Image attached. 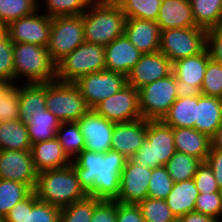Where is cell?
<instances>
[{
	"label": "cell",
	"mask_w": 222,
	"mask_h": 222,
	"mask_svg": "<svg viewBox=\"0 0 222 222\" xmlns=\"http://www.w3.org/2000/svg\"><path fill=\"white\" fill-rule=\"evenodd\" d=\"M172 73L171 61L161 52L143 54L126 76L127 85L140 89Z\"/></svg>",
	"instance_id": "18"
},
{
	"label": "cell",
	"mask_w": 222,
	"mask_h": 222,
	"mask_svg": "<svg viewBox=\"0 0 222 222\" xmlns=\"http://www.w3.org/2000/svg\"><path fill=\"white\" fill-rule=\"evenodd\" d=\"M206 162L211 167L217 184L222 188V150L210 149Z\"/></svg>",
	"instance_id": "51"
},
{
	"label": "cell",
	"mask_w": 222,
	"mask_h": 222,
	"mask_svg": "<svg viewBox=\"0 0 222 222\" xmlns=\"http://www.w3.org/2000/svg\"><path fill=\"white\" fill-rule=\"evenodd\" d=\"M206 47L210 57L222 65V26L207 30Z\"/></svg>",
	"instance_id": "48"
},
{
	"label": "cell",
	"mask_w": 222,
	"mask_h": 222,
	"mask_svg": "<svg viewBox=\"0 0 222 222\" xmlns=\"http://www.w3.org/2000/svg\"><path fill=\"white\" fill-rule=\"evenodd\" d=\"M222 124V98L200 95L198 96L195 127L197 131L210 138Z\"/></svg>",
	"instance_id": "25"
},
{
	"label": "cell",
	"mask_w": 222,
	"mask_h": 222,
	"mask_svg": "<svg viewBox=\"0 0 222 222\" xmlns=\"http://www.w3.org/2000/svg\"><path fill=\"white\" fill-rule=\"evenodd\" d=\"M163 0H116L126 18L156 21Z\"/></svg>",
	"instance_id": "36"
},
{
	"label": "cell",
	"mask_w": 222,
	"mask_h": 222,
	"mask_svg": "<svg viewBox=\"0 0 222 222\" xmlns=\"http://www.w3.org/2000/svg\"><path fill=\"white\" fill-rule=\"evenodd\" d=\"M37 176L31 150H0V179L19 181L34 190Z\"/></svg>",
	"instance_id": "16"
},
{
	"label": "cell",
	"mask_w": 222,
	"mask_h": 222,
	"mask_svg": "<svg viewBox=\"0 0 222 222\" xmlns=\"http://www.w3.org/2000/svg\"><path fill=\"white\" fill-rule=\"evenodd\" d=\"M197 27L209 30L219 26L222 0H189Z\"/></svg>",
	"instance_id": "31"
},
{
	"label": "cell",
	"mask_w": 222,
	"mask_h": 222,
	"mask_svg": "<svg viewBox=\"0 0 222 222\" xmlns=\"http://www.w3.org/2000/svg\"><path fill=\"white\" fill-rule=\"evenodd\" d=\"M0 222H5L4 218H0Z\"/></svg>",
	"instance_id": "59"
},
{
	"label": "cell",
	"mask_w": 222,
	"mask_h": 222,
	"mask_svg": "<svg viewBox=\"0 0 222 222\" xmlns=\"http://www.w3.org/2000/svg\"><path fill=\"white\" fill-rule=\"evenodd\" d=\"M200 90L202 95L222 98V65L212 58L208 61Z\"/></svg>",
	"instance_id": "41"
},
{
	"label": "cell",
	"mask_w": 222,
	"mask_h": 222,
	"mask_svg": "<svg viewBox=\"0 0 222 222\" xmlns=\"http://www.w3.org/2000/svg\"><path fill=\"white\" fill-rule=\"evenodd\" d=\"M145 222H170L175 218L166 200L147 197L137 203Z\"/></svg>",
	"instance_id": "39"
},
{
	"label": "cell",
	"mask_w": 222,
	"mask_h": 222,
	"mask_svg": "<svg viewBox=\"0 0 222 222\" xmlns=\"http://www.w3.org/2000/svg\"><path fill=\"white\" fill-rule=\"evenodd\" d=\"M14 84L48 83L56 80V64L46 47L13 43ZM21 77L24 79L20 80ZM26 79V80H25Z\"/></svg>",
	"instance_id": "4"
},
{
	"label": "cell",
	"mask_w": 222,
	"mask_h": 222,
	"mask_svg": "<svg viewBox=\"0 0 222 222\" xmlns=\"http://www.w3.org/2000/svg\"><path fill=\"white\" fill-rule=\"evenodd\" d=\"M197 104L198 96L178 97L161 121L172 128H194Z\"/></svg>",
	"instance_id": "28"
},
{
	"label": "cell",
	"mask_w": 222,
	"mask_h": 222,
	"mask_svg": "<svg viewBox=\"0 0 222 222\" xmlns=\"http://www.w3.org/2000/svg\"><path fill=\"white\" fill-rule=\"evenodd\" d=\"M180 218L182 222H219L213 217L206 216L204 214H201L195 211L189 212Z\"/></svg>",
	"instance_id": "52"
},
{
	"label": "cell",
	"mask_w": 222,
	"mask_h": 222,
	"mask_svg": "<svg viewBox=\"0 0 222 222\" xmlns=\"http://www.w3.org/2000/svg\"><path fill=\"white\" fill-rule=\"evenodd\" d=\"M100 201L92 196L61 208L59 222H90L95 205Z\"/></svg>",
	"instance_id": "38"
},
{
	"label": "cell",
	"mask_w": 222,
	"mask_h": 222,
	"mask_svg": "<svg viewBox=\"0 0 222 222\" xmlns=\"http://www.w3.org/2000/svg\"><path fill=\"white\" fill-rule=\"evenodd\" d=\"M82 20L86 42L107 46L124 34L126 16L116 2L93 1Z\"/></svg>",
	"instance_id": "2"
},
{
	"label": "cell",
	"mask_w": 222,
	"mask_h": 222,
	"mask_svg": "<svg viewBox=\"0 0 222 222\" xmlns=\"http://www.w3.org/2000/svg\"><path fill=\"white\" fill-rule=\"evenodd\" d=\"M32 159L36 171L60 169L71 165L57 137L31 145Z\"/></svg>",
	"instance_id": "22"
},
{
	"label": "cell",
	"mask_w": 222,
	"mask_h": 222,
	"mask_svg": "<svg viewBox=\"0 0 222 222\" xmlns=\"http://www.w3.org/2000/svg\"><path fill=\"white\" fill-rule=\"evenodd\" d=\"M117 202L115 200H100L94 209L90 222H116Z\"/></svg>",
	"instance_id": "47"
},
{
	"label": "cell",
	"mask_w": 222,
	"mask_h": 222,
	"mask_svg": "<svg viewBox=\"0 0 222 222\" xmlns=\"http://www.w3.org/2000/svg\"><path fill=\"white\" fill-rule=\"evenodd\" d=\"M202 161L194 156L175 152L164 165L174 183L192 179Z\"/></svg>",
	"instance_id": "33"
},
{
	"label": "cell",
	"mask_w": 222,
	"mask_h": 222,
	"mask_svg": "<svg viewBox=\"0 0 222 222\" xmlns=\"http://www.w3.org/2000/svg\"><path fill=\"white\" fill-rule=\"evenodd\" d=\"M33 190L19 181L0 179V218L19 202L26 199Z\"/></svg>",
	"instance_id": "32"
},
{
	"label": "cell",
	"mask_w": 222,
	"mask_h": 222,
	"mask_svg": "<svg viewBox=\"0 0 222 222\" xmlns=\"http://www.w3.org/2000/svg\"><path fill=\"white\" fill-rule=\"evenodd\" d=\"M25 124L32 145L55 138L61 122L47 109L45 112L32 114Z\"/></svg>",
	"instance_id": "30"
},
{
	"label": "cell",
	"mask_w": 222,
	"mask_h": 222,
	"mask_svg": "<svg viewBox=\"0 0 222 222\" xmlns=\"http://www.w3.org/2000/svg\"><path fill=\"white\" fill-rule=\"evenodd\" d=\"M0 150H31L26 124L20 119L0 123Z\"/></svg>",
	"instance_id": "29"
},
{
	"label": "cell",
	"mask_w": 222,
	"mask_h": 222,
	"mask_svg": "<svg viewBox=\"0 0 222 222\" xmlns=\"http://www.w3.org/2000/svg\"><path fill=\"white\" fill-rule=\"evenodd\" d=\"M38 10V0H0V24L7 26L10 22L31 15Z\"/></svg>",
	"instance_id": "37"
},
{
	"label": "cell",
	"mask_w": 222,
	"mask_h": 222,
	"mask_svg": "<svg viewBox=\"0 0 222 222\" xmlns=\"http://www.w3.org/2000/svg\"><path fill=\"white\" fill-rule=\"evenodd\" d=\"M198 195V189L192 178L174 183L171 193L166 198V202L173 215L176 218H180L194 211Z\"/></svg>",
	"instance_id": "27"
},
{
	"label": "cell",
	"mask_w": 222,
	"mask_h": 222,
	"mask_svg": "<svg viewBox=\"0 0 222 222\" xmlns=\"http://www.w3.org/2000/svg\"><path fill=\"white\" fill-rule=\"evenodd\" d=\"M77 124L85 139L84 149L96 153H106L111 150L114 124L90 109Z\"/></svg>",
	"instance_id": "17"
},
{
	"label": "cell",
	"mask_w": 222,
	"mask_h": 222,
	"mask_svg": "<svg viewBox=\"0 0 222 222\" xmlns=\"http://www.w3.org/2000/svg\"><path fill=\"white\" fill-rule=\"evenodd\" d=\"M170 222H182V221H181V218H176V217H175V218H174L173 220H171Z\"/></svg>",
	"instance_id": "56"
},
{
	"label": "cell",
	"mask_w": 222,
	"mask_h": 222,
	"mask_svg": "<svg viewBox=\"0 0 222 222\" xmlns=\"http://www.w3.org/2000/svg\"><path fill=\"white\" fill-rule=\"evenodd\" d=\"M199 194L222 193L213 171L206 161L202 162L193 177Z\"/></svg>",
	"instance_id": "45"
},
{
	"label": "cell",
	"mask_w": 222,
	"mask_h": 222,
	"mask_svg": "<svg viewBox=\"0 0 222 222\" xmlns=\"http://www.w3.org/2000/svg\"><path fill=\"white\" fill-rule=\"evenodd\" d=\"M74 84L85 98L88 107L93 109L101 101L114 95L126 86L127 79L121 73L105 69L83 75Z\"/></svg>",
	"instance_id": "12"
},
{
	"label": "cell",
	"mask_w": 222,
	"mask_h": 222,
	"mask_svg": "<svg viewBox=\"0 0 222 222\" xmlns=\"http://www.w3.org/2000/svg\"><path fill=\"white\" fill-rule=\"evenodd\" d=\"M127 158L117 151L96 153L83 150L72 162L81 188L88 196L116 200L120 193V173Z\"/></svg>",
	"instance_id": "1"
},
{
	"label": "cell",
	"mask_w": 222,
	"mask_h": 222,
	"mask_svg": "<svg viewBox=\"0 0 222 222\" xmlns=\"http://www.w3.org/2000/svg\"><path fill=\"white\" fill-rule=\"evenodd\" d=\"M124 34L143 54L159 51L161 29L156 21L126 18Z\"/></svg>",
	"instance_id": "20"
},
{
	"label": "cell",
	"mask_w": 222,
	"mask_h": 222,
	"mask_svg": "<svg viewBox=\"0 0 222 222\" xmlns=\"http://www.w3.org/2000/svg\"><path fill=\"white\" fill-rule=\"evenodd\" d=\"M105 70V46L84 41L56 64V80L74 83L79 77Z\"/></svg>",
	"instance_id": "6"
},
{
	"label": "cell",
	"mask_w": 222,
	"mask_h": 222,
	"mask_svg": "<svg viewBox=\"0 0 222 222\" xmlns=\"http://www.w3.org/2000/svg\"><path fill=\"white\" fill-rule=\"evenodd\" d=\"M61 208L38 200L33 192V208H26L24 222H59Z\"/></svg>",
	"instance_id": "42"
},
{
	"label": "cell",
	"mask_w": 222,
	"mask_h": 222,
	"mask_svg": "<svg viewBox=\"0 0 222 222\" xmlns=\"http://www.w3.org/2000/svg\"><path fill=\"white\" fill-rule=\"evenodd\" d=\"M93 110L115 124L137 120L141 118L138 90L126 85L97 104Z\"/></svg>",
	"instance_id": "14"
},
{
	"label": "cell",
	"mask_w": 222,
	"mask_h": 222,
	"mask_svg": "<svg viewBox=\"0 0 222 222\" xmlns=\"http://www.w3.org/2000/svg\"><path fill=\"white\" fill-rule=\"evenodd\" d=\"M18 84H13L0 98V123L19 119Z\"/></svg>",
	"instance_id": "44"
},
{
	"label": "cell",
	"mask_w": 222,
	"mask_h": 222,
	"mask_svg": "<svg viewBox=\"0 0 222 222\" xmlns=\"http://www.w3.org/2000/svg\"><path fill=\"white\" fill-rule=\"evenodd\" d=\"M92 0H38V9L49 17L82 15ZM44 3V4H43ZM43 8H42V6Z\"/></svg>",
	"instance_id": "35"
},
{
	"label": "cell",
	"mask_w": 222,
	"mask_h": 222,
	"mask_svg": "<svg viewBox=\"0 0 222 222\" xmlns=\"http://www.w3.org/2000/svg\"><path fill=\"white\" fill-rule=\"evenodd\" d=\"M176 77L173 73L138 89L141 117L149 121L162 120L177 99Z\"/></svg>",
	"instance_id": "9"
},
{
	"label": "cell",
	"mask_w": 222,
	"mask_h": 222,
	"mask_svg": "<svg viewBox=\"0 0 222 222\" xmlns=\"http://www.w3.org/2000/svg\"><path fill=\"white\" fill-rule=\"evenodd\" d=\"M7 28L5 25L0 24V47L1 42L7 37Z\"/></svg>",
	"instance_id": "55"
},
{
	"label": "cell",
	"mask_w": 222,
	"mask_h": 222,
	"mask_svg": "<svg viewBox=\"0 0 222 222\" xmlns=\"http://www.w3.org/2000/svg\"><path fill=\"white\" fill-rule=\"evenodd\" d=\"M0 79L14 84L13 43L7 36L0 47Z\"/></svg>",
	"instance_id": "46"
},
{
	"label": "cell",
	"mask_w": 222,
	"mask_h": 222,
	"mask_svg": "<svg viewBox=\"0 0 222 222\" xmlns=\"http://www.w3.org/2000/svg\"><path fill=\"white\" fill-rule=\"evenodd\" d=\"M174 145L177 152L200 159L202 162L211 149V138L194 128H173Z\"/></svg>",
	"instance_id": "24"
},
{
	"label": "cell",
	"mask_w": 222,
	"mask_h": 222,
	"mask_svg": "<svg viewBox=\"0 0 222 222\" xmlns=\"http://www.w3.org/2000/svg\"><path fill=\"white\" fill-rule=\"evenodd\" d=\"M36 10L31 15L10 22L7 35L12 43H30L46 47L49 43L52 18Z\"/></svg>",
	"instance_id": "13"
},
{
	"label": "cell",
	"mask_w": 222,
	"mask_h": 222,
	"mask_svg": "<svg viewBox=\"0 0 222 222\" xmlns=\"http://www.w3.org/2000/svg\"><path fill=\"white\" fill-rule=\"evenodd\" d=\"M142 55L123 34L105 46V69L127 76Z\"/></svg>",
	"instance_id": "21"
},
{
	"label": "cell",
	"mask_w": 222,
	"mask_h": 222,
	"mask_svg": "<svg viewBox=\"0 0 222 222\" xmlns=\"http://www.w3.org/2000/svg\"><path fill=\"white\" fill-rule=\"evenodd\" d=\"M207 47L194 56L182 58L172 63V73L176 77L177 97L201 95L205 71L210 59Z\"/></svg>",
	"instance_id": "11"
},
{
	"label": "cell",
	"mask_w": 222,
	"mask_h": 222,
	"mask_svg": "<svg viewBox=\"0 0 222 222\" xmlns=\"http://www.w3.org/2000/svg\"><path fill=\"white\" fill-rule=\"evenodd\" d=\"M211 149L222 150V124L211 137Z\"/></svg>",
	"instance_id": "53"
},
{
	"label": "cell",
	"mask_w": 222,
	"mask_h": 222,
	"mask_svg": "<svg viewBox=\"0 0 222 222\" xmlns=\"http://www.w3.org/2000/svg\"><path fill=\"white\" fill-rule=\"evenodd\" d=\"M46 107L61 123L77 122L90 108L72 82L46 83Z\"/></svg>",
	"instance_id": "7"
},
{
	"label": "cell",
	"mask_w": 222,
	"mask_h": 222,
	"mask_svg": "<svg viewBox=\"0 0 222 222\" xmlns=\"http://www.w3.org/2000/svg\"><path fill=\"white\" fill-rule=\"evenodd\" d=\"M173 185L174 181L170 178L166 168L164 166L155 167L152 169L149 180L148 197L166 200Z\"/></svg>",
	"instance_id": "40"
},
{
	"label": "cell",
	"mask_w": 222,
	"mask_h": 222,
	"mask_svg": "<svg viewBox=\"0 0 222 222\" xmlns=\"http://www.w3.org/2000/svg\"><path fill=\"white\" fill-rule=\"evenodd\" d=\"M92 1H110V2H115L116 0H92Z\"/></svg>",
	"instance_id": "57"
},
{
	"label": "cell",
	"mask_w": 222,
	"mask_h": 222,
	"mask_svg": "<svg viewBox=\"0 0 222 222\" xmlns=\"http://www.w3.org/2000/svg\"><path fill=\"white\" fill-rule=\"evenodd\" d=\"M176 152L173 128L161 120L148 121L146 139L129 160L147 168L164 166Z\"/></svg>",
	"instance_id": "5"
},
{
	"label": "cell",
	"mask_w": 222,
	"mask_h": 222,
	"mask_svg": "<svg viewBox=\"0 0 222 222\" xmlns=\"http://www.w3.org/2000/svg\"><path fill=\"white\" fill-rule=\"evenodd\" d=\"M116 222H145L137 204L117 202Z\"/></svg>",
	"instance_id": "49"
},
{
	"label": "cell",
	"mask_w": 222,
	"mask_h": 222,
	"mask_svg": "<svg viewBox=\"0 0 222 222\" xmlns=\"http://www.w3.org/2000/svg\"><path fill=\"white\" fill-rule=\"evenodd\" d=\"M219 26H222V11H221V16H220Z\"/></svg>",
	"instance_id": "58"
},
{
	"label": "cell",
	"mask_w": 222,
	"mask_h": 222,
	"mask_svg": "<svg viewBox=\"0 0 222 222\" xmlns=\"http://www.w3.org/2000/svg\"><path fill=\"white\" fill-rule=\"evenodd\" d=\"M56 137L71 161L84 150L85 139L77 122L61 123Z\"/></svg>",
	"instance_id": "34"
},
{
	"label": "cell",
	"mask_w": 222,
	"mask_h": 222,
	"mask_svg": "<svg viewBox=\"0 0 222 222\" xmlns=\"http://www.w3.org/2000/svg\"><path fill=\"white\" fill-rule=\"evenodd\" d=\"M207 30L200 27L161 30L159 52L171 63L201 53L206 48Z\"/></svg>",
	"instance_id": "8"
},
{
	"label": "cell",
	"mask_w": 222,
	"mask_h": 222,
	"mask_svg": "<svg viewBox=\"0 0 222 222\" xmlns=\"http://www.w3.org/2000/svg\"><path fill=\"white\" fill-rule=\"evenodd\" d=\"M26 208H33V192L24 200L17 203L5 216V222H24Z\"/></svg>",
	"instance_id": "50"
},
{
	"label": "cell",
	"mask_w": 222,
	"mask_h": 222,
	"mask_svg": "<svg viewBox=\"0 0 222 222\" xmlns=\"http://www.w3.org/2000/svg\"><path fill=\"white\" fill-rule=\"evenodd\" d=\"M19 94V119L26 123L32 114L45 112L46 83H21L18 84Z\"/></svg>",
	"instance_id": "26"
},
{
	"label": "cell",
	"mask_w": 222,
	"mask_h": 222,
	"mask_svg": "<svg viewBox=\"0 0 222 222\" xmlns=\"http://www.w3.org/2000/svg\"><path fill=\"white\" fill-rule=\"evenodd\" d=\"M84 41L82 15L52 18L47 50L55 64L73 52Z\"/></svg>",
	"instance_id": "10"
},
{
	"label": "cell",
	"mask_w": 222,
	"mask_h": 222,
	"mask_svg": "<svg viewBox=\"0 0 222 222\" xmlns=\"http://www.w3.org/2000/svg\"><path fill=\"white\" fill-rule=\"evenodd\" d=\"M152 169L136 165L129 159L120 173V193L115 200L123 204H137L148 197Z\"/></svg>",
	"instance_id": "15"
},
{
	"label": "cell",
	"mask_w": 222,
	"mask_h": 222,
	"mask_svg": "<svg viewBox=\"0 0 222 222\" xmlns=\"http://www.w3.org/2000/svg\"><path fill=\"white\" fill-rule=\"evenodd\" d=\"M33 192L38 200L63 208L85 199L73 167L45 170L38 173Z\"/></svg>",
	"instance_id": "3"
},
{
	"label": "cell",
	"mask_w": 222,
	"mask_h": 222,
	"mask_svg": "<svg viewBox=\"0 0 222 222\" xmlns=\"http://www.w3.org/2000/svg\"><path fill=\"white\" fill-rule=\"evenodd\" d=\"M148 121L141 117L131 122L114 124L111 150L119 152L127 159L135 155L146 139Z\"/></svg>",
	"instance_id": "19"
},
{
	"label": "cell",
	"mask_w": 222,
	"mask_h": 222,
	"mask_svg": "<svg viewBox=\"0 0 222 222\" xmlns=\"http://www.w3.org/2000/svg\"><path fill=\"white\" fill-rule=\"evenodd\" d=\"M12 85V82L0 79V98Z\"/></svg>",
	"instance_id": "54"
},
{
	"label": "cell",
	"mask_w": 222,
	"mask_h": 222,
	"mask_svg": "<svg viewBox=\"0 0 222 222\" xmlns=\"http://www.w3.org/2000/svg\"><path fill=\"white\" fill-rule=\"evenodd\" d=\"M194 211L222 222V193L199 194Z\"/></svg>",
	"instance_id": "43"
},
{
	"label": "cell",
	"mask_w": 222,
	"mask_h": 222,
	"mask_svg": "<svg viewBox=\"0 0 222 222\" xmlns=\"http://www.w3.org/2000/svg\"><path fill=\"white\" fill-rule=\"evenodd\" d=\"M156 23L161 30L197 27L189 0H163Z\"/></svg>",
	"instance_id": "23"
}]
</instances>
